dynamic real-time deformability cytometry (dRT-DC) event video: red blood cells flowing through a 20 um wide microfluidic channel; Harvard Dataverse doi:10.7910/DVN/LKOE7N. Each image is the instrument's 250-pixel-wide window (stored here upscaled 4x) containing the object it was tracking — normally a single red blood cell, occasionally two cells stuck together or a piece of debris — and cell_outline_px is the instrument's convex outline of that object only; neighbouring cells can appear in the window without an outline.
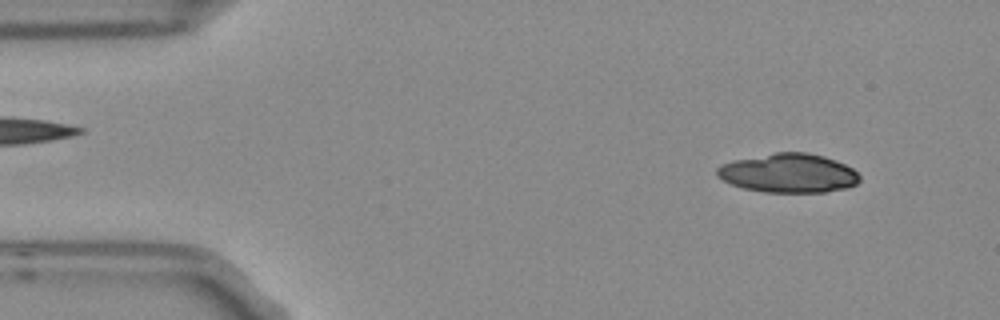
{"species": "Egyptian fruit bat (a non-hibernating species)", "species_latin": "Rousettus aegyptiacus", "temperature_condition": "room temperature", "stored_images_in_passage": 4, "camera_frame_rate_fps": 3000, "um_per_image_px": 0.085, "frame": {"image": 1, "passage_image": 2, "time_ms": 0.333, "image_size_px": [1000, 320], "cell_outline_px": [[860, 180], [856, 184], [844, 188], [824, 192], [764, 192], [744, 188], [732, 184], [716, 176], [716, 168], [720, 164], [732, 160], [776, 152], [808, 152], [824, 156], [836, 160], [852, 168], [860, 176]], "centroid_in_image_um": [67.0, 14.7], "position_along_channel_um": 18.0, "area_um2": 32.48}}
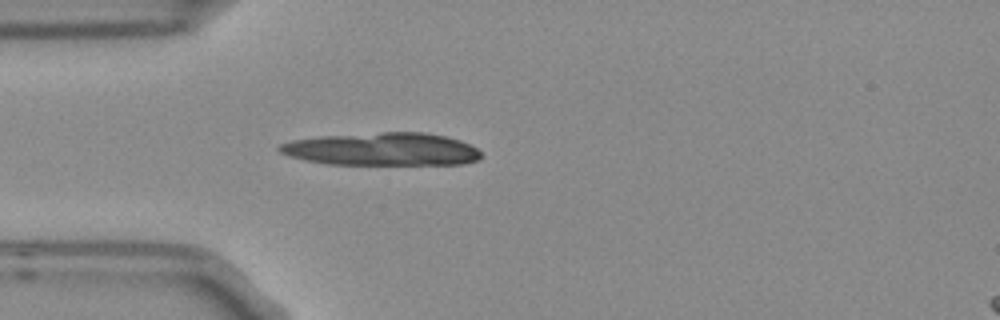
{"frame": {"image": 2, "passage_image": 4, "time_ms": 1.0, "image_size_px": [1000, 320], "cell_outline_px": [[480, 160], [464, 164], [328, 164], [308, 160], [292, 156], [280, 152], [276, 148], [280, 144], [292, 140], [320, 136], [380, 132], [424, 132], [444, 136], [460, 140], [476, 148], [480, 152]], "centroid_in_image_um": [32.5, 12.67], "position_along_channel_um": 52.5, "area_um2": 38.44}}